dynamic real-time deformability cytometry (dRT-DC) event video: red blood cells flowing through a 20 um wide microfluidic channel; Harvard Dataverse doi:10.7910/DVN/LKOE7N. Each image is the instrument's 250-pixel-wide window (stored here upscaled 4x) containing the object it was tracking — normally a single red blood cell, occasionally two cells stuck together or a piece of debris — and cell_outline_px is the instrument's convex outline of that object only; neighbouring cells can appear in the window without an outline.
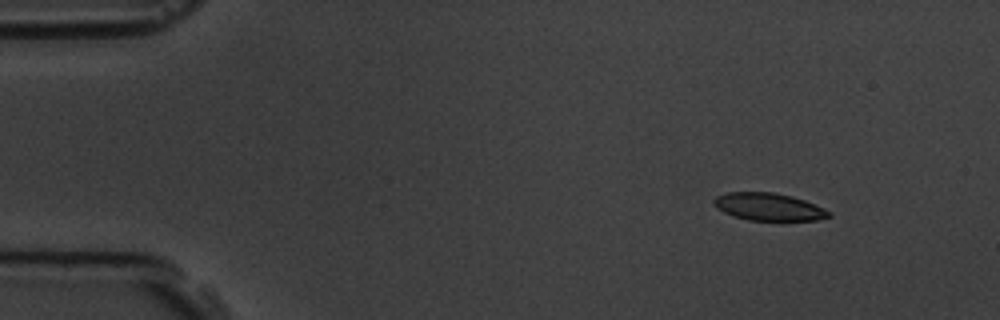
{"species": "common noctule bat (a hibernating species)", "species_latin": "Nyctalus noctula", "temperature_condition": "room temperature", "stored_images_in_passage": 8, "camera_frame_rate_fps": 3000, "um_per_image_px": 0.085, "animal": {"sex": "male", "body_mass_g": 19.5, "forearm_length_mm": 54.6}, "frame": {"image": 1, "passage_image": 1, "time_ms": 0.0, "image_size_px": [1000, 320], "cell_outline_px": [[832, 216], [816, 220], [748, 220], [732, 216], [716, 208], [712, 204], [712, 200], [716, 196], [728, 192], [772, 192], [792, 196], [804, 200], [824, 208], [832, 212]], "centroid_in_image_um": [65.31, 17.58], "position_along_channel_um": 19.7, "area_um2": 18.55}}
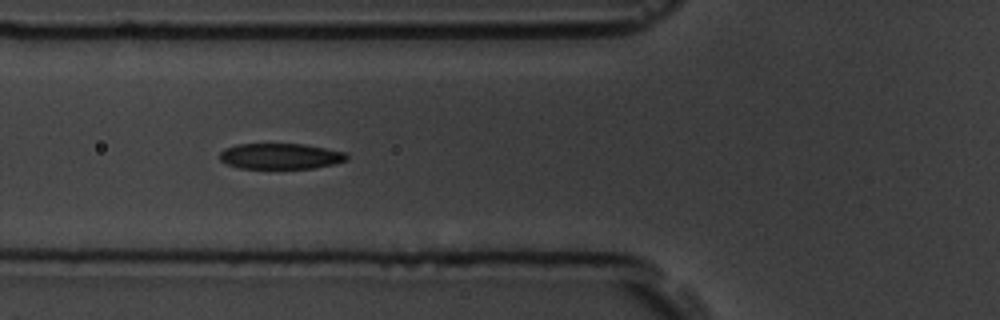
{"frame": {"image": 2, "passage_image": 5, "time_ms": 4.667, "image_size_px": [1000, 320], "cell_outline_px": [[348, 160], [316, 168], [240, 168], [228, 164], [220, 160], [220, 152], [224, 148], [236, 144], [304, 144], [344, 152], [348, 156]], "centroid_in_image_um": [23.82, 13.27], "position_along_channel_um": 102.0, "area_um2": 18.96}}
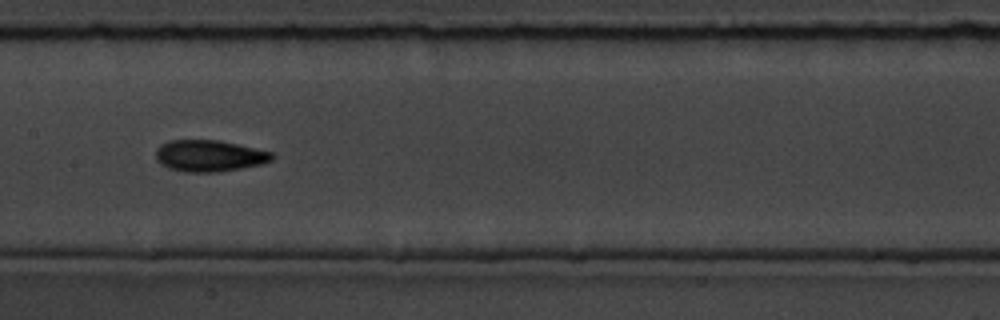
{"frame": {"image": 3, "passage_image": 7, "time_ms": 7.0, "image_size_px": [1000, 320], "cell_outline_px": [[276, 156], [272, 160], [260, 164], [220, 172], [184, 172], [168, 168], [160, 164], [156, 160], [156, 148], [160, 144], [168, 140], [216, 140], [236, 144], [272, 152]], "centroid_in_image_um": [17.75, 13.25], "position_along_channel_um": 189.7, "area_um2": 21.39}}